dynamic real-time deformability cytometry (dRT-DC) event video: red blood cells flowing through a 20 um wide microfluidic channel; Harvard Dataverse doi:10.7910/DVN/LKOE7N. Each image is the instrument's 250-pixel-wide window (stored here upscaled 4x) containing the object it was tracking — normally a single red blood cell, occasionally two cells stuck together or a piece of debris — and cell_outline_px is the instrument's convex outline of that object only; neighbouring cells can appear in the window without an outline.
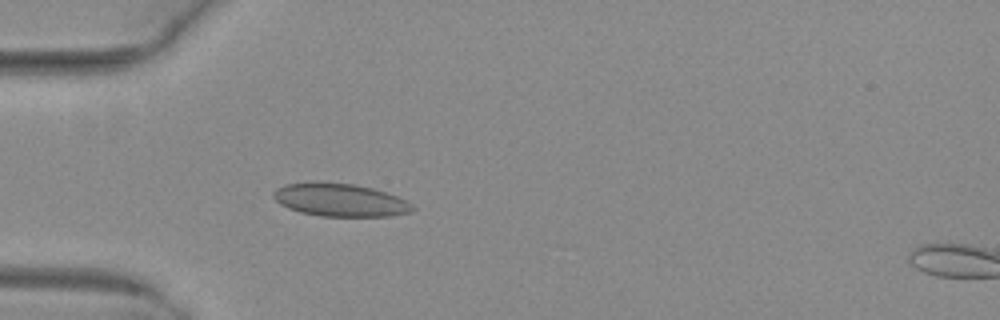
{"species": "common noctule bat (a hibernating species)", "species_latin": "Nyctalus noctula", "temperature_condition": "warm", "stored_images_in_passage": 51, "camera_frame_rate_fps": 3000, "um_per_image_px": 0.085, "animal": {"sex": "female", "body_mass_g": 29.2, "forearm_length_mm": 56.3}, "frame": {"image": 1, "passage_image": 15, "time_ms": 4.667, "image_size_px": [1000, 320], "cell_outline_px": [[416, 208], [412, 212], [388, 216], [320, 216], [300, 212], [288, 208], [280, 204], [272, 196], [272, 192], [276, 188], [284, 184], [316, 180], [352, 184], [372, 188], [396, 196], [412, 204]], "centroid_in_image_um": [28.84, 16.98], "position_along_channel_um": 56.2, "area_um2": 26.99}}
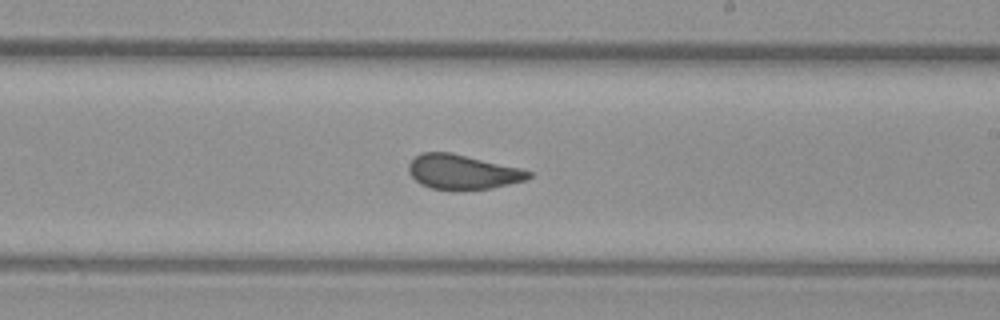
{"frame": {"image": 2, "passage_image": 30, "time_ms": 9.667, "image_size_px": [1000, 320], "cell_outline_px": [[532, 176], [528, 180], [492, 188], [452, 192], [432, 188], [420, 184], [408, 172], [408, 164], [420, 152], [452, 152], [520, 168], [532, 172]], "centroid_in_image_um": [39.32, 14.64], "position_along_channel_um": 249.7, "area_um2": 24.74}}
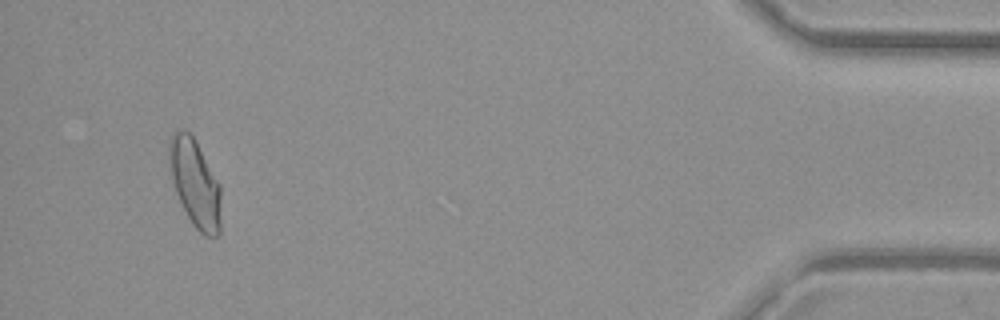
{"frame": {"image": 3, "passage_image": 48, "time_ms": 15.667, "image_size_px": [1000, 320], "cell_outline_px": [[220, 232], [216, 236], [204, 236], [192, 224], [176, 192], [172, 180], [168, 164], [168, 140], [172, 132], [176, 128], [184, 128], [192, 136], [220, 184]], "centroid_in_image_um": [16.54, 15.53], "position_along_channel_um": 418.7, "area_um2": 26.47}, "authors_computed_cell_mechanics": {"area_um2": 25.4898, "velocity_mm_per_s": 4.027, "shape_relaxation_time_tau1_ms": null, "shape_relaxation_time_tau2_ms": 0.7092, "deformation_change_tau1": null, "deformation_change_tau2": 0.0593}}